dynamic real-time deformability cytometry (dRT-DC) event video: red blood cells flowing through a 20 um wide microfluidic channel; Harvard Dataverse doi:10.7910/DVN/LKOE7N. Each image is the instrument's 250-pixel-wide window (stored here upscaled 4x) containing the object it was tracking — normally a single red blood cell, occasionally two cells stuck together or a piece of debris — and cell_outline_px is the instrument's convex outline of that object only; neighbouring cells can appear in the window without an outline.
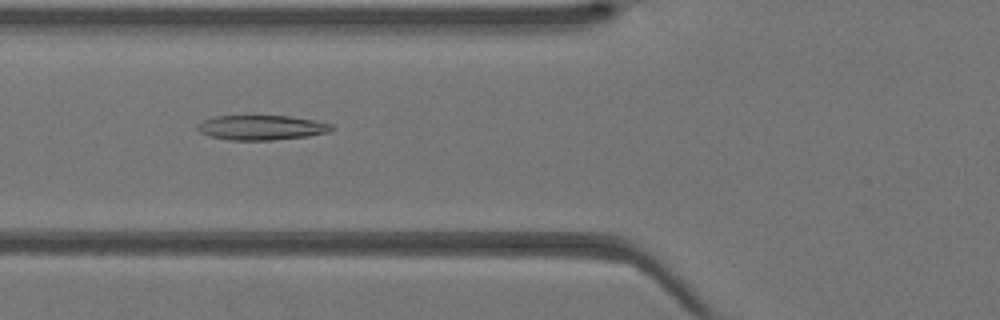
{"species": "Egyptian fruit bat (a non-hibernating species)", "species_latin": "Rousettus aegyptiacus", "temperature_condition": "warm", "stored_images_in_passage": 42, "camera_frame_rate_fps": 3000, "um_per_image_px": 0.085, "animal": {"sex": "female"}, "frame": {"image": 1, "passage_image": 16, "time_ms": 5.0, "image_size_px": [1000, 320], "cell_outline_px": [[336, 128], [328, 132], [308, 136], [272, 140], [228, 140], [212, 136], [200, 132], [196, 128], [196, 124], [204, 120], [216, 116], [288, 116], [312, 120], [332, 124]], "centroid_in_image_um": [22.23, 10.84], "position_along_channel_um": 103.6, "area_um2": 19.25}}
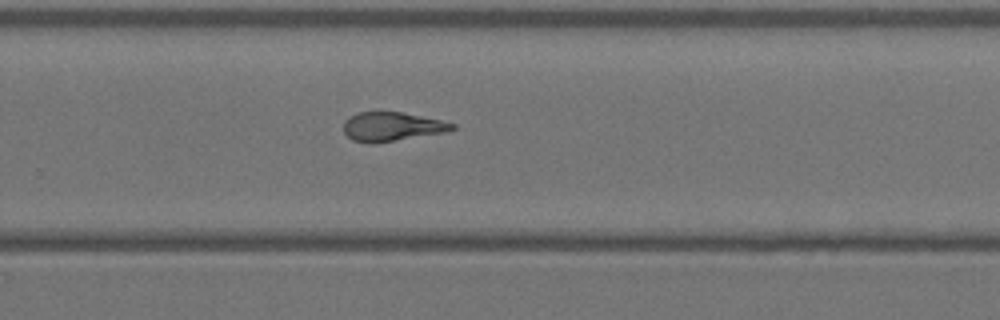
{"frame": {"image": 2, "passage_image": 28, "time_ms": 9.0, "image_size_px": [1000, 320], "cell_outline_px": [[456, 128], [444, 132], [372, 144], [368, 144], [352, 140], [344, 132], [344, 120], [348, 116], [356, 112], [404, 112], [440, 120], [456, 124]], "centroid_in_image_um": [33.26, 10.76], "position_along_channel_um": 296.5, "area_um2": 18.38}}
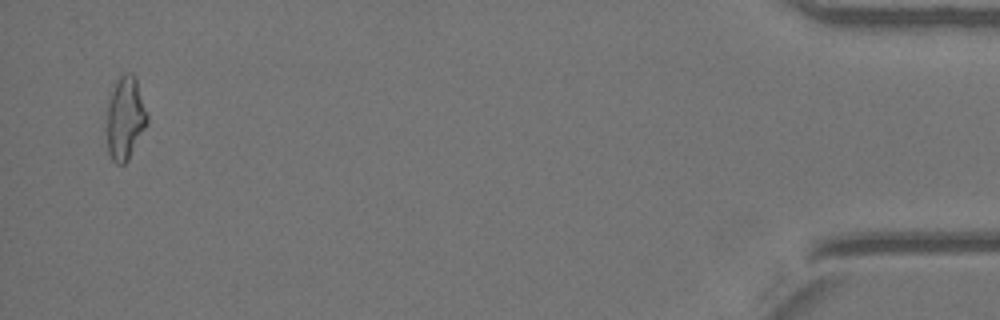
{"frame": {"image": 3, "passage_image": 41, "time_ms": 13.333, "image_size_px": [1000, 320], "cell_outline_px": [[148, 124], [128, 160], [124, 164], [116, 164], [112, 160], [108, 152], [104, 128], [112, 84], [124, 72], [132, 72], [136, 80], [148, 112]], "centroid_in_image_um": [10.61, 10.05], "position_along_channel_um": 424.6, "area_um2": 20.35}}